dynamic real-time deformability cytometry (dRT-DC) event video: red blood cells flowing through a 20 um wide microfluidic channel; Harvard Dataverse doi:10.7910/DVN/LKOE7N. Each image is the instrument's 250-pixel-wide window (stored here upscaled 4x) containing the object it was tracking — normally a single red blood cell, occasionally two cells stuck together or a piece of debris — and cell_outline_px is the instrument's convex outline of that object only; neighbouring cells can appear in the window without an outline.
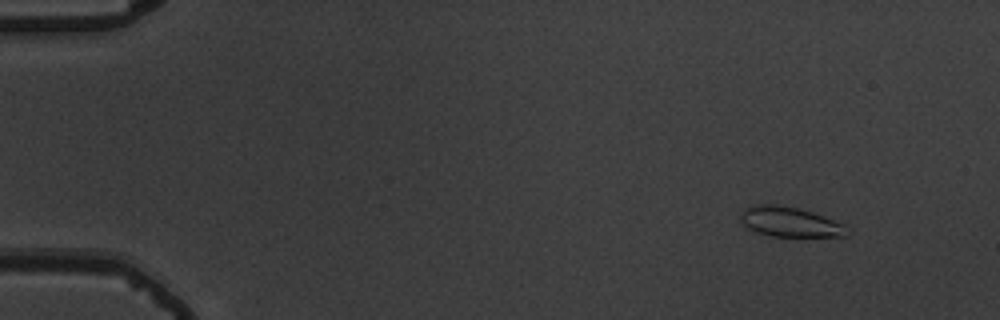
{"species": "common noctule bat (a hibernating species)", "species_latin": "Nyctalus noctula", "temperature_condition": "warm", "stored_images_in_passage": 52, "camera_frame_rate_fps": 3000, "um_per_image_px": 0.085, "animal": {"sex": "male", "body_mass_g": 19.5, "forearm_length_mm": 54.6}, "frame": {"image": 1, "passage_image": 1, "time_ms": 0.0, "image_size_px": [1000, 320], "cell_outline_px": [[848, 236], [772, 236], [756, 232], [748, 228], [740, 220], [740, 216], [748, 208], [756, 204], [776, 204], [796, 208], [812, 212], [844, 224]], "centroid_in_image_um": [67.13, 18.87], "position_along_channel_um": 17.9, "area_um2": 18.15}}
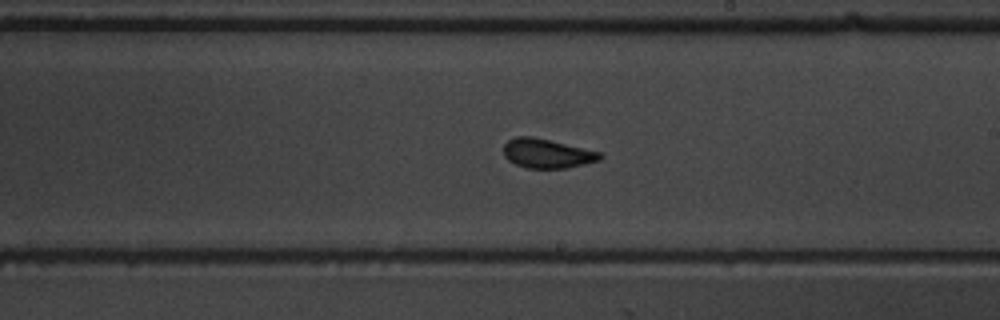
{"frame": {"image": 2, "passage_image": 29, "time_ms": 9.333, "image_size_px": [1000, 320], "cell_outline_px": [[604, 156], [600, 160], [568, 168], [524, 168], [508, 160], [504, 156], [504, 144], [508, 140], [516, 136], [532, 136], [600, 152]], "centroid_in_image_um": [46.48, 13.05], "position_along_channel_um": 242.5, "area_um2": 16.42}}
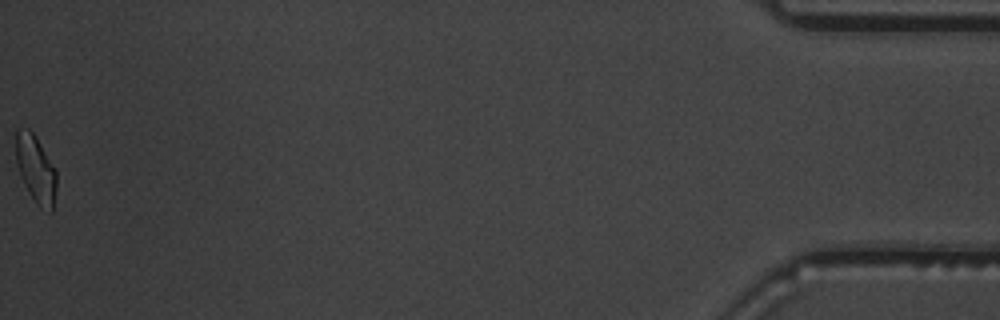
{"frame": {"image": 3, "passage_image": 52, "time_ms": 17.0, "image_size_px": [1000, 320], "cell_outline_px": [[56, 188], [52, 212], [48, 212], [40, 208], [36, 204], [28, 192], [20, 176], [16, 164], [16, 128], [28, 128], [36, 136], [56, 168]], "centroid_in_image_um": [3.04, 14.38], "position_along_channel_um": 432.2, "area_um2": 16.3}, "authors_computed_cell_mechanics": {"area_um2": 16.3863, "velocity_mm_per_s": 3.665, "shape_relaxation_time_tau1_ms": 6.1117, "shape_relaxation_time_tau2_ms": null, "deformation_change_tau1": 0.1588, "deformation_change_tau2": null}}